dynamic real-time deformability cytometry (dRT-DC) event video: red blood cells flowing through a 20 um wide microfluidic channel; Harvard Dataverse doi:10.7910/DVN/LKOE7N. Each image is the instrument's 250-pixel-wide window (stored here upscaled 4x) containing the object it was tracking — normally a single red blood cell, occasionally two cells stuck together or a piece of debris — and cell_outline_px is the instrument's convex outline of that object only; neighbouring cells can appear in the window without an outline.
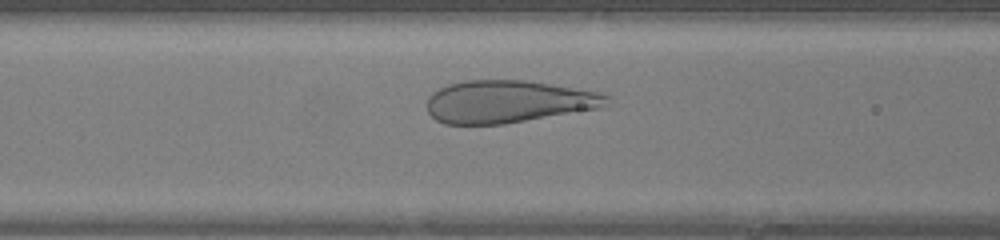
{"species": "human", "species_latin": "Homo sapiens", "temperature_condition": "warm", "stored_images_in_passage": 33, "camera_frame_rate_fps": 3000, "um_per_image_px": 0.085, "donor": {"sex": "female"}, "frame": {"image": 1, "passage_image": 13, "time_ms": 4.0, "image_size_px": [1000, 240], "cell_outline_px": [[612, 96], [600, 108], [504, 124], [444, 124], [436, 120], [428, 112], [428, 96], [432, 92], [448, 84], [464, 80], [524, 80], [600, 92]], "centroid_in_image_um": [43.17, 8.63], "position_along_channel_um": 123.4, "area_um2": 44.39}}
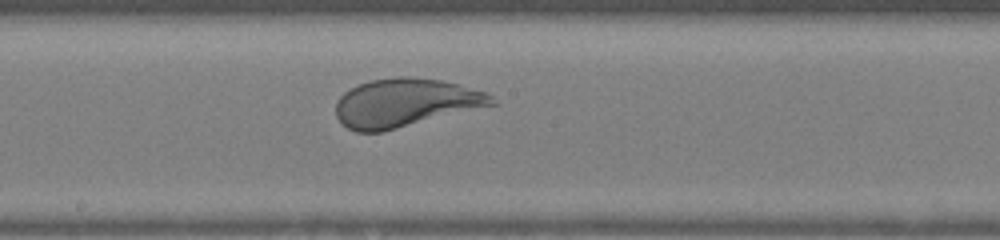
{"frame": {"image": 2, "passage_image": 19, "time_ms": 6.0, "image_size_px": [1000, 240], "cell_outline_px": [[500, 104], [384, 132], [356, 132], [340, 124], [336, 116], [336, 100], [344, 92], [360, 84], [372, 80], [400, 76], [408, 76], [440, 80], [456, 84], [484, 92], [492, 96]], "centroid_in_image_um": [34.46, 8.76], "position_along_channel_um": 213.7, "area_um2": 44.33}}
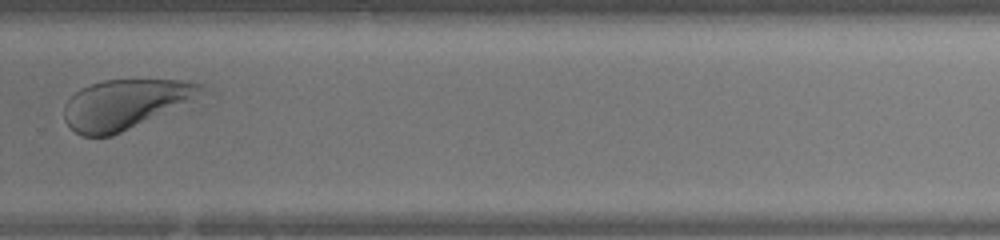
{"frame": {"image": 3, "passage_image": 26, "time_ms": 8.333, "image_size_px": [1000, 240], "cell_outline_px": [[204, 84], [192, 100], [112, 136], [84, 136], [76, 132], [64, 120], [64, 104], [80, 88], [104, 80], [188, 80]], "centroid_in_image_um": [10.57, 8.85], "position_along_channel_um": 319.2, "area_um2": 38.67}}